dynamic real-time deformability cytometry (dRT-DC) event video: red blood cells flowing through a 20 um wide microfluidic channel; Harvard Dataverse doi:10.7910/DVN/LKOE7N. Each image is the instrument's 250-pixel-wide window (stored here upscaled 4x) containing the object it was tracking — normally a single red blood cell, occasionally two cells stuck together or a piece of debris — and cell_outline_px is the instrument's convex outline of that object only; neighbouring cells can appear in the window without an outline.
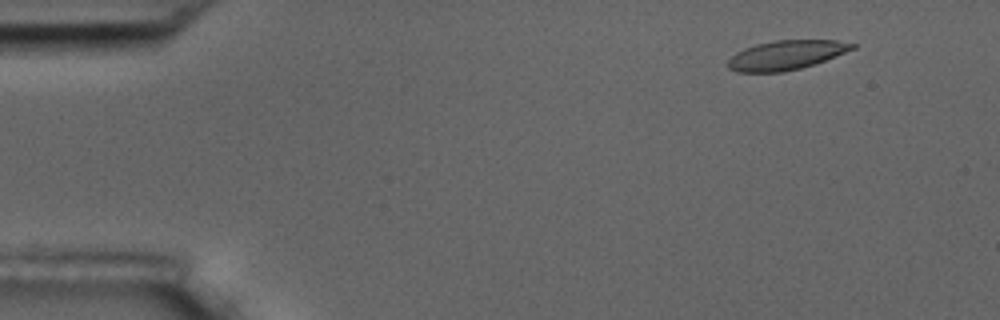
{"species": "common noctule bat (a hibernating species)", "species_latin": "Nyctalus noctula", "temperature_condition": "room temperature", "stored_images_in_passage": 4, "camera_frame_rate_fps": 3000, "um_per_image_px": 0.085, "animal": {"sex": "male", "body_mass_g": 17.5, "forearm_length_mm": 52.3}, "frame": {"image": 1, "passage_image": 1, "time_ms": 0.0, "image_size_px": [1000, 320], "cell_outline_px": [[856, 48], [816, 64], [784, 72], [736, 72], [728, 68], [728, 60], [736, 52], [744, 48], [756, 44], [776, 40], [836, 40], [856, 44]], "centroid_in_image_um": [66.83, 4.68], "position_along_channel_um": 18.2, "area_um2": 21.33}}
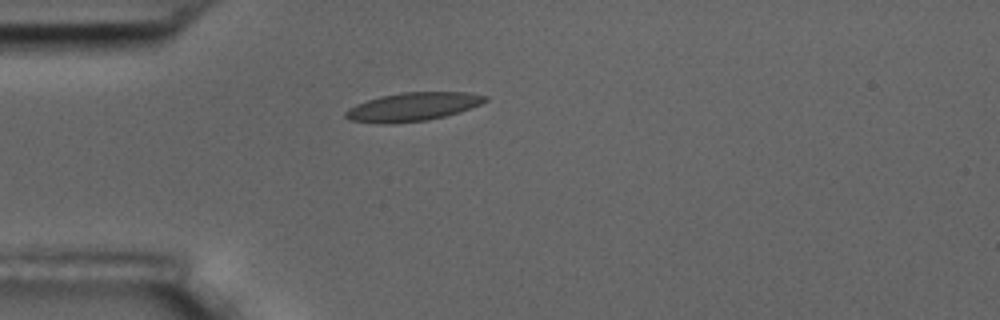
{"frame": {"image": 2, "passage_image": 4, "time_ms": 3.333, "image_size_px": [1000, 320], "cell_outline_px": [[488, 100], [480, 104], [460, 112], [428, 120], [388, 124], [380, 124], [348, 120], [344, 116], [344, 112], [348, 108], [356, 104], [380, 96], [404, 92], [464, 92], [488, 96]], "centroid_in_image_um": [35.05, 9.08], "position_along_channel_um": 50.0, "area_um2": 23.24}}